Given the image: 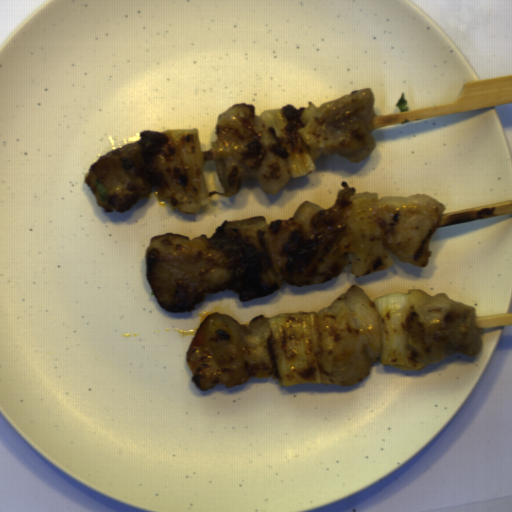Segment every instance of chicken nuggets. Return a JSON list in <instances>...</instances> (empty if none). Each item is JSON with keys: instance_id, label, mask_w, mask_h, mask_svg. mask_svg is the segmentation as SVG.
<instances>
[{"instance_id": "1", "label": "chicken nuggets", "mask_w": 512, "mask_h": 512, "mask_svg": "<svg viewBox=\"0 0 512 512\" xmlns=\"http://www.w3.org/2000/svg\"><path fill=\"white\" fill-rule=\"evenodd\" d=\"M341 185L331 207L303 201L292 217L268 226L274 265L289 286L323 284L353 265L349 255L356 241L350 219L357 192L345 180Z\"/></svg>"}, {"instance_id": "2", "label": "chicken nuggets", "mask_w": 512, "mask_h": 512, "mask_svg": "<svg viewBox=\"0 0 512 512\" xmlns=\"http://www.w3.org/2000/svg\"><path fill=\"white\" fill-rule=\"evenodd\" d=\"M235 262L232 242L222 232L194 239L179 233L155 235L145 250L154 298L173 313H190L209 294L228 288Z\"/></svg>"}, {"instance_id": "3", "label": "chicken nuggets", "mask_w": 512, "mask_h": 512, "mask_svg": "<svg viewBox=\"0 0 512 512\" xmlns=\"http://www.w3.org/2000/svg\"><path fill=\"white\" fill-rule=\"evenodd\" d=\"M215 135L212 159L224 192L211 190L209 196L232 197L246 179H254L263 192L273 195L291 180V153L276 128L255 115L253 104L235 103L222 112Z\"/></svg>"}, {"instance_id": "4", "label": "chicken nuggets", "mask_w": 512, "mask_h": 512, "mask_svg": "<svg viewBox=\"0 0 512 512\" xmlns=\"http://www.w3.org/2000/svg\"><path fill=\"white\" fill-rule=\"evenodd\" d=\"M271 337V325L261 314L246 327L229 315L211 312L200 323L186 352L191 382L202 391L219 384L231 388L246 384L250 378L271 377L276 369Z\"/></svg>"}, {"instance_id": "5", "label": "chicken nuggets", "mask_w": 512, "mask_h": 512, "mask_svg": "<svg viewBox=\"0 0 512 512\" xmlns=\"http://www.w3.org/2000/svg\"><path fill=\"white\" fill-rule=\"evenodd\" d=\"M320 372L325 385H354L371 374L383 349L381 317L368 294L352 285L317 313Z\"/></svg>"}, {"instance_id": "6", "label": "chicken nuggets", "mask_w": 512, "mask_h": 512, "mask_svg": "<svg viewBox=\"0 0 512 512\" xmlns=\"http://www.w3.org/2000/svg\"><path fill=\"white\" fill-rule=\"evenodd\" d=\"M375 94L361 89L320 107L308 101L300 118L305 125L298 131L309 146L313 161L321 154H338L350 163L365 161L377 149L370 124L378 117L374 109Z\"/></svg>"}, {"instance_id": "7", "label": "chicken nuggets", "mask_w": 512, "mask_h": 512, "mask_svg": "<svg viewBox=\"0 0 512 512\" xmlns=\"http://www.w3.org/2000/svg\"><path fill=\"white\" fill-rule=\"evenodd\" d=\"M406 320L408 343L425 364H436L454 353L475 356L483 341L475 325L476 308L439 293L409 290Z\"/></svg>"}, {"instance_id": "8", "label": "chicken nuggets", "mask_w": 512, "mask_h": 512, "mask_svg": "<svg viewBox=\"0 0 512 512\" xmlns=\"http://www.w3.org/2000/svg\"><path fill=\"white\" fill-rule=\"evenodd\" d=\"M446 209L440 201L421 193L378 200L375 221L385 250L401 262L425 269L433 254L430 239Z\"/></svg>"}, {"instance_id": "9", "label": "chicken nuggets", "mask_w": 512, "mask_h": 512, "mask_svg": "<svg viewBox=\"0 0 512 512\" xmlns=\"http://www.w3.org/2000/svg\"><path fill=\"white\" fill-rule=\"evenodd\" d=\"M142 150L137 141L130 142L90 166L84 181L104 212L124 213L150 195L153 183Z\"/></svg>"}]
</instances>
